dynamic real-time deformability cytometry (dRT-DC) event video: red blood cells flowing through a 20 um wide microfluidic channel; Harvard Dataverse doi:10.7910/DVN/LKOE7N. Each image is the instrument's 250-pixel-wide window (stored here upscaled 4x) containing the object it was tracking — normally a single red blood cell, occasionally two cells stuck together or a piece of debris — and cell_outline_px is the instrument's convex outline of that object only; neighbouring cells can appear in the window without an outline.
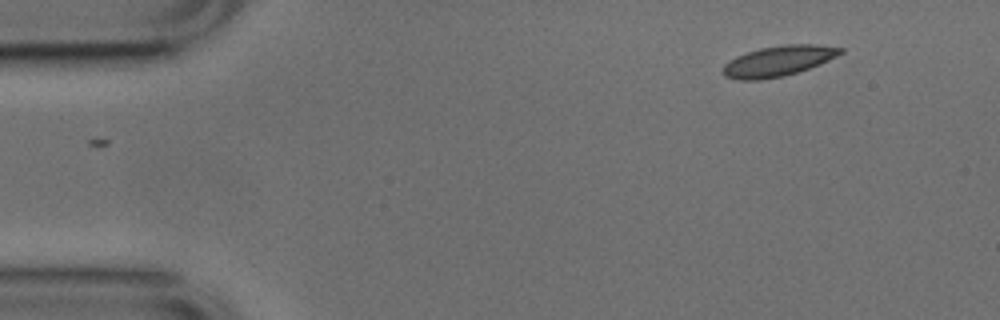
{"species": "common noctule bat (a hibernating species)", "species_latin": "Nyctalus noctula", "temperature_condition": "cold", "stored_images_in_passage": 48, "camera_frame_rate_fps": 3000, "um_per_image_px": 0.085, "animal": {"sex": "male", "body_mass_g": 17.9, "forearm_length_mm": 54.2}, "frame": {"image": 1, "passage_image": 1, "time_ms": 0.0, "image_size_px": [1000, 320], "cell_outline_px": [[844, 52], [828, 60], [808, 68], [784, 76], [760, 80], [736, 80], [724, 76], [720, 72], [724, 64], [736, 56], [760, 48], [784, 44], [816, 44], [844, 48]], "centroid_in_image_um": [66.11, 5.19], "position_along_channel_um": 18.9, "area_um2": 20.87}}
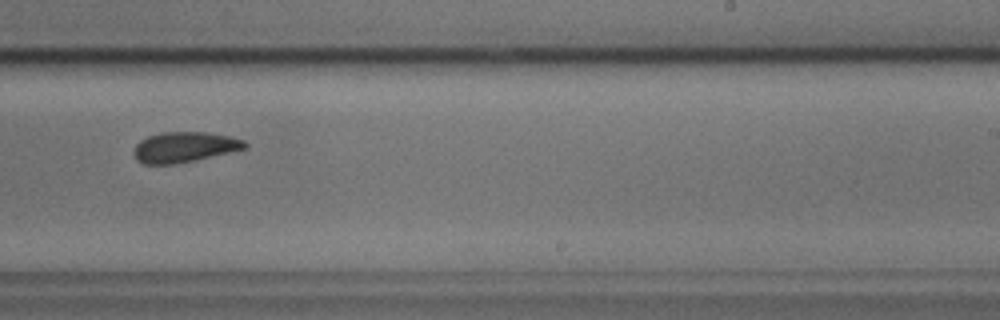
{"frame": {"image": 2, "passage_image": 28, "time_ms": 9.0, "image_size_px": [1000, 320], "cell_outline_px": [[248, 148], [192, 160], [172, 164], [144, 164], [136, 160], [132, 152], [136, 144], [140, 140], [148, 136], [160, 132], [208, 132], [228, 136], [244, 140], [248, 144]], "centroid_in_image_um": [15.64, 12.49], "position_along_channel_um": 273.4, "area_um2": 19.59}}
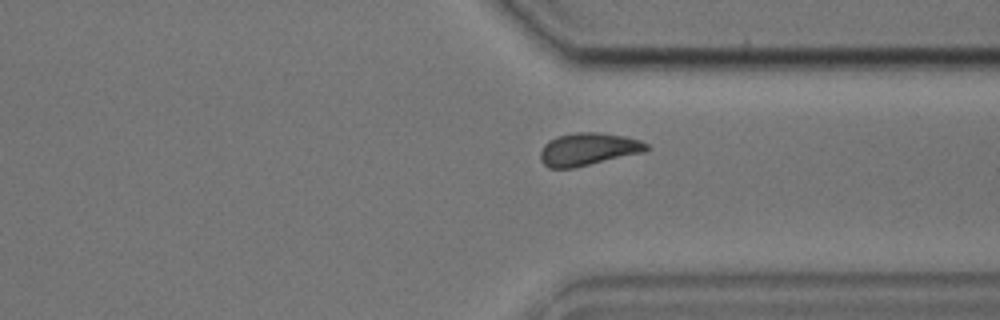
{"frame": {"image": 3, "passage_image": 35, "time_ms": 11.333, "image_size_px": [1000, 320], "cell_outline_px": [[648, 148], [644, 152], [572, 168], [548, 168], [540, 160], [540, 152], [544, 144], [548, 140], [556, 136], [576, 132], [596, 132], [624, 136], [640, 140], [648, 144]], "centroid_in_image_um": [49.96, 12.67], "position_along_channel_um": 361.4, "area_um2": 20.11}, "authors_computed_cell_mechanics": {"area_um2": 20.0855, "velocity_mm_per_s": 3.766, "shape_relaxation_time_tau1_ms": null, "shape_relaxation_time_tau2_ms": 2.2742, "deformation_change_tau1": null, "deformation_change_tau2": 0.0716}}